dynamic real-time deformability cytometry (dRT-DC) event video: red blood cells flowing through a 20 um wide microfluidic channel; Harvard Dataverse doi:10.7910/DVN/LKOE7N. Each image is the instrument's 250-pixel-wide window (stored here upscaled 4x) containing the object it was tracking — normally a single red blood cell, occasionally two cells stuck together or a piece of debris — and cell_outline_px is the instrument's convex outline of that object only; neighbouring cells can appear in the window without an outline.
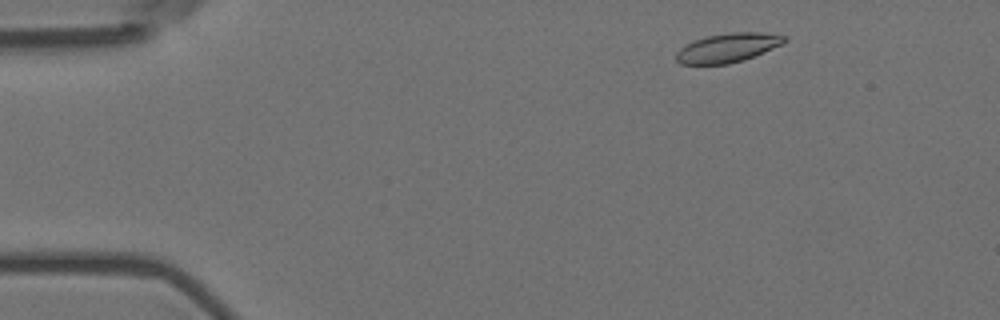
{"species": "Egyptian fruit bat (a non-hibernating species)", "species_latin": "Rousettus aegyptiacus", "temperature_condition": "room temperature", "stored_images_in_passage": 5, "camera_frame_rate_fps": 3000, "um_per_image_px": 0.085, "animal": {"sex": "female"}, "frame": {"image": 1, "passage_image": 1, "time_ms": 0.0, "image_size_px": [1000, 320], "cell_outline_px": [[788, 40], [784, 44], [744, 60], [728, 64], [680, 64], [676, 60], [676, 52], [680, 48], [696, 40], [708, 36], [732, 32], [760, 32], [784, 36]], "centroid_in_image_um": [61.88, 4.07], "position_along_channel_um": 23.1, "area_um2": 18.21}}
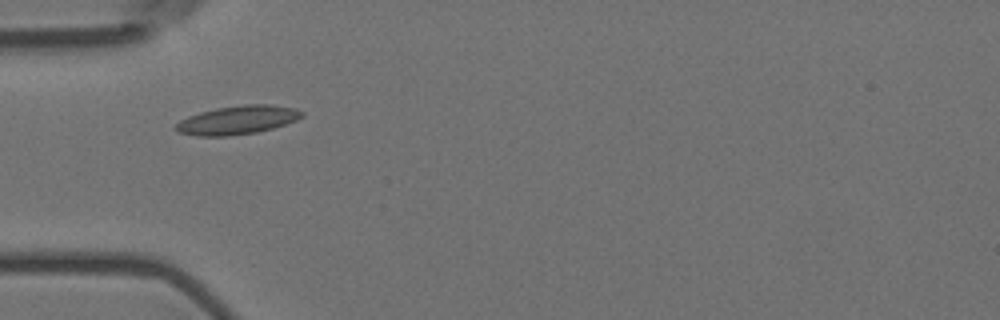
{"frame": {"image": 2, "passage_image": 4, "time_ms": 1.0, "image_size_px": [1000, 320], "cell_outline_px": [[304, 116], [296, 120], [272, 128], [256, 132], [228, 136], [196, 136], [176, 132], [176, 124], [180, 120], [188, 116], [200, 112], [216, 108], [244, 104], [268, 104], [296, 108], [304, 112]], "centroid_in_image_um": [20.18, 10.2], "position_along_channel_um": 64.8, "area_um2": 21.04}}
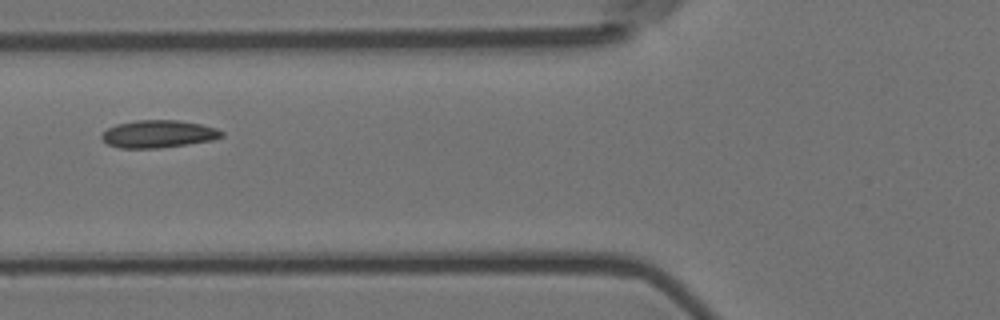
{"frame": {"image": 3, "passage_image": 5, "time_ms": 1.333, "image_size_px": [1000, 320], "cell_outline_px": [[224, 136], [212, 140], [188, 144], [160, 148], [120, 148], [108, 144], [100, 136], [100, 132], [116, 124], [136, 120], [176, 120], [200, 124], [216, 128], [224, 132]], "centroid_in_image_um": [13.44, 11.38], "position_along_channel_um": 112.4, "area_um2": 19.31}}